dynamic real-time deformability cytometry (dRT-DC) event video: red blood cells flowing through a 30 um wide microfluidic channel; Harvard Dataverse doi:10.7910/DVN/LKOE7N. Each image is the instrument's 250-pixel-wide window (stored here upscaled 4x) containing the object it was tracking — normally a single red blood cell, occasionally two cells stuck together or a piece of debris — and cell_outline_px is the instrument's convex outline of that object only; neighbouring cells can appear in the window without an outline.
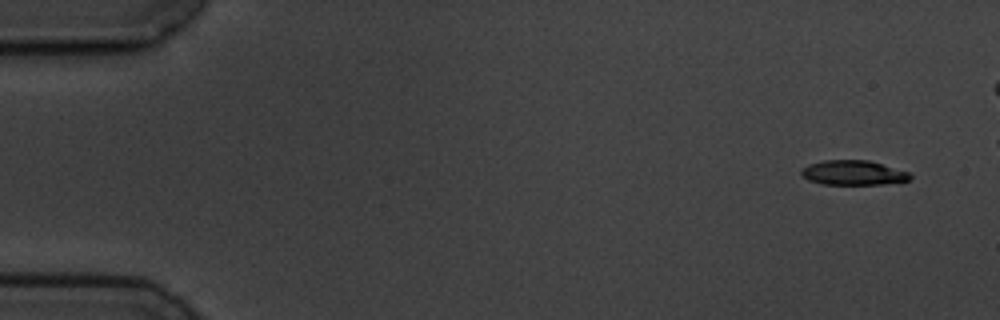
{"species": "common noctule bat (a hibernating species)", "species_latin": "Nyctalus noctula", "temperature_condition": "cold", "stored_images_in_passage": 5, "camera_frame_rate_fps": 3000, "um_per_image_px": 0.085, "animal": {"sex": "male", "body_mass_g": 19.5, "forearm_length_mm": 54.6}, "frame": {"image": 1, "passage_image": 1, "time_ms": 0.0, "image_size_px": [1000, 320], "cell_outline_px": [[912, 176], [908, 180], [880, 184], [824, 184], [808, 180], [800, 176], [800, 172], [808, 164], [824, 160], [868, 160], [908, 172]], "centroid_in_image_um": [72.47, 14.68], "position_along_channel_um": 12.5, "area_um2": 15.43}}